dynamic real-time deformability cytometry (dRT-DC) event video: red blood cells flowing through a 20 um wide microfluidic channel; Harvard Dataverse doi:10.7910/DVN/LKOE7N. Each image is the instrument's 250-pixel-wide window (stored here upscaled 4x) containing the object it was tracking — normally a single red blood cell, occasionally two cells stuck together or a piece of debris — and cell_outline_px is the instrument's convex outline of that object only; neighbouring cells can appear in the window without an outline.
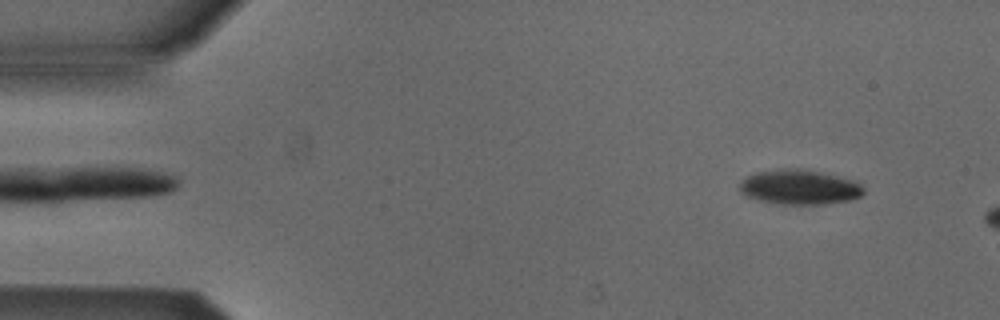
{"species": "Egyptian fruit bat (a non-hibernating species)", "species_latin": "Rousettus aegyptiacus", "temperature_condition": "cold", "stored_images_in_passage": 10, "camera_frame_rate_fps": 3000, "um_per_image_px": 0.085, "animal": {"sex": "male"}, "frame": {"image": 1, "passage_image": 4, "time_ms": 1.0, "image_size_px": [1000, 320], "cell_outline_px": [[864, 192], [860, 196], [848, 200], [824, 204], [780, 204], [760, 200], [748, 196], [740, 192], [740, 180], [748, 176], [760, 172], [784, 168], [800, 168], [820, 172], [856, 180], [864, 188]], "centroid_in_image_um": [67.98, 15.9], "position_along_channel_um": 17.0, "area_um2": 24.97}}